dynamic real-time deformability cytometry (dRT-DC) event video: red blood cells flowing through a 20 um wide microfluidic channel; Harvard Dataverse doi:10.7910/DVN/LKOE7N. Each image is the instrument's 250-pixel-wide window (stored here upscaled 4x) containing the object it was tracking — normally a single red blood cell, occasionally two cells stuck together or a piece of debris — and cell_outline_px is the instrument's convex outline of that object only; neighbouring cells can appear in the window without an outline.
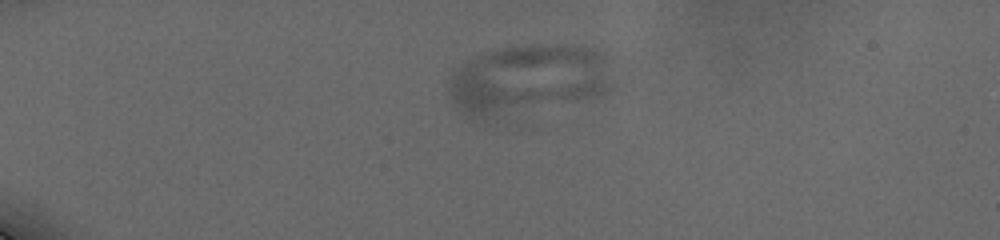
{"species": "human", "species_latin": "Homo sapiens", "temperature_condition": "cold", "stored_images_in_passage": 75, "camera_frame_rate_fps": 3000, "um_per_image_px": 0.085, "donor": {"sex": "male"}, "frame": {"image": 1, "passage_image": 1, "time_ms": 0.0, "image_size_px": [1000, 240], "cell_outline_px": [[616, 92], [600, 96], [484, 120], [472, 120], [460, 116], [448, 96], [448, 80], [452, 72], [460, 64], [484, 52], [504, 48], [540, 44], [572, 44], [596, 48], [608, 52], [612, 56], [616, 80]], "centroid_in_image_um": [45.0, 6.75], "position_along_channel_um": 40.0, "area_um2": 69.82}}